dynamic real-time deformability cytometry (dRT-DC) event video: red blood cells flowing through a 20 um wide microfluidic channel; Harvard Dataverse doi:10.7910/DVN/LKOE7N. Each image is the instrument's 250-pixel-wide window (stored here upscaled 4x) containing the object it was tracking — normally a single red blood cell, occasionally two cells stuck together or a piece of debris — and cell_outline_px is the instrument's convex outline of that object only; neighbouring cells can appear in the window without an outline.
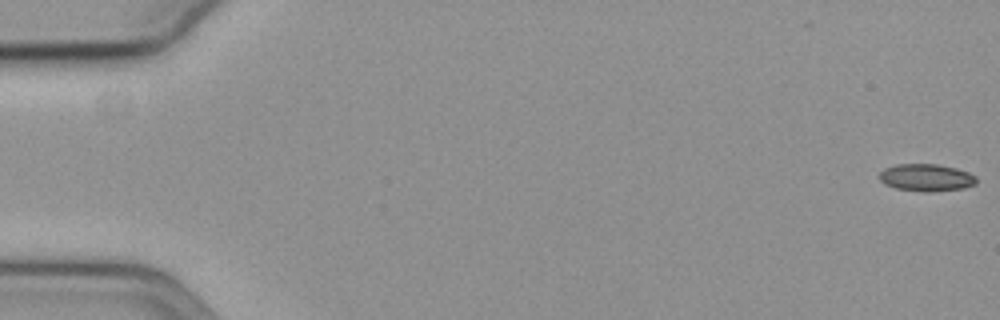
{"species": "common noctule bat (a hibernating species)", "species_latin": "Nyctalus noctula", "temperature_condition": "cold", "stored_images_in_passage": 59, "camera_frame_rate_fps": 3000, "um_per_image_px": 0.085, "animal": {"sex": "female", "body_mass_g": 19.3, "forearm_length_mm": 54.1}, "frame": {"image": 1, "passage_image": 1, "time_ms": 0.0, "image_size_px": [1000, 320], "cell_outline_px": [[976, 184], [964, 188], [932, 192], [924, 192], [896, 188], [884, 184], [880, 180], [880, 172], [884, 168], [896, 164], [936, 164], [956, 168], [968, 172], [976, 176]], "centroid_in_image_um": [78.74, 15.1], "position_along_channel_um": 6.3, "area_um2": 15.49}}
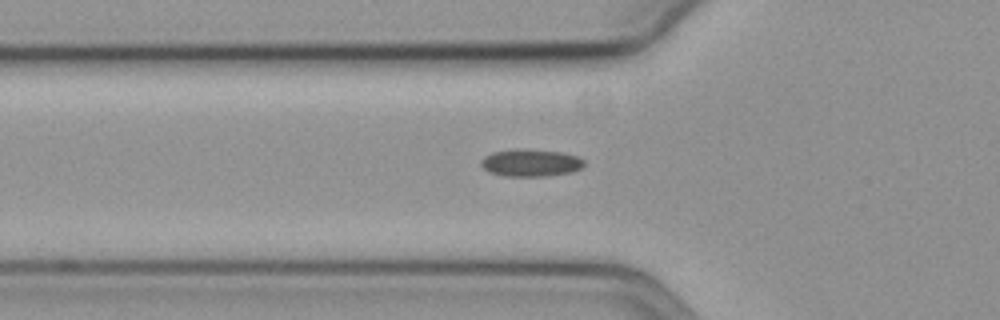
{"frame": {"image": 2, "passage_image": 21, "time_ms": 6.667, "image_size_px": [1000, 320], "cell_outline_px": [[584, 164], [580, 168], [572, 172], [548, 176], [504, 176], [488, 172], [480, 164], [480, 160], [484, 156], [492, 152], [516, 148], [560, 152], [576, 156], [584, 160]], "centroid_in_image_um": [45.06, 13.84], "position_along_channel_um": 80.7, "area_um2": 16.47}}
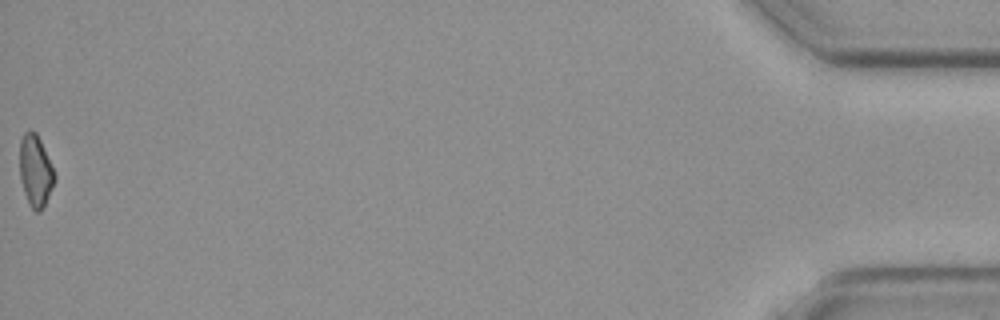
{"frame": {"image": 3, "passage_image": 59, "time_ms": 19.333, "image_size_px": [1000, 320], "cell_outline_px": [[56, 180], [40, 212], [36, 212], [28, 204], [24, 192], [20, 176], [20, 140], [24, 132], [28, 128], [36, 132], [40, 140], [56, 176]], "centroid_in_image_um": [3.0, 14.5], "position_along_channel_um": 432.2, "area_um2": 14.45}, "authors_computed_cell_mechanics": {"area_um2": 15.606, "velocity_mm_per_s": 3.6053, "shape_relaxation_time_tau1_ms": null, "shape_relaxation_time_tau2_ms": 5.4732, "deformation_change_tau1": null, "deformation_change_tau2": 0.1175}}